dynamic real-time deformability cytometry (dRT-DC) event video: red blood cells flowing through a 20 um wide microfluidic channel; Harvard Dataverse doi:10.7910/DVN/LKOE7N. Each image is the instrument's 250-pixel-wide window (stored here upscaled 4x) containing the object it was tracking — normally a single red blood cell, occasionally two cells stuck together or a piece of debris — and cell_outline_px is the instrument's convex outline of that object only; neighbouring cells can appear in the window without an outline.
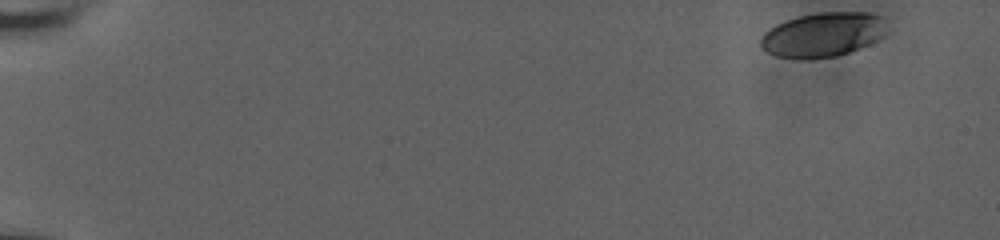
{"species": "human", "species_latin": "Homo sapiens", "temperature_condition": "room temperature", "stored_images_in_passage": 66, "camera_frame_rate_fps": 3000, "um_per_image_px": 0.085, "donor": {"sex": "male"}, "frame": {"image": 1, "passage_image": 1, "time_ms": 0.0, "image_size_px": [1000, 240], "cell_outline_px": [[888, 32], [884, 36], [868, 44], [848, 52], [836, 56], [776, 56], [768, 52], [760, 44], [760, 40], [764, 32], [776, 24], [800, 16], [820, 12], [868, 12], [884, 16]], "centroid_in_image_um": [70.03, 2.89], "position_along_channel_um": 15.0, "area_um2": 31.96}}
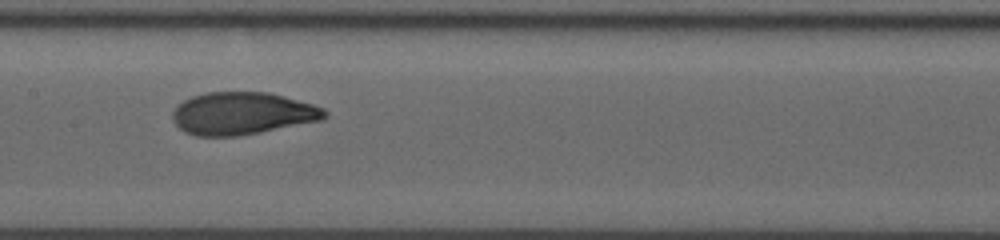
{"frame": {"image": 2, "passage_image": 39, "time_ms": 9.333, "image_size_px": [1000, 240], "cell_outline_px": [[328, 116], [320, 120], [260, 132], [236, 136], [196, 136], [184, 132], [172, 120], [172, 112], [176, 104], [192, 96], [208, 92], [268, 92], [312, 104], [324, 108], [328, 112]], "centroid_in_image_um": [20.56, 9.64], "position_along_channel_um": 186.8, "area_um2": 37.57}}
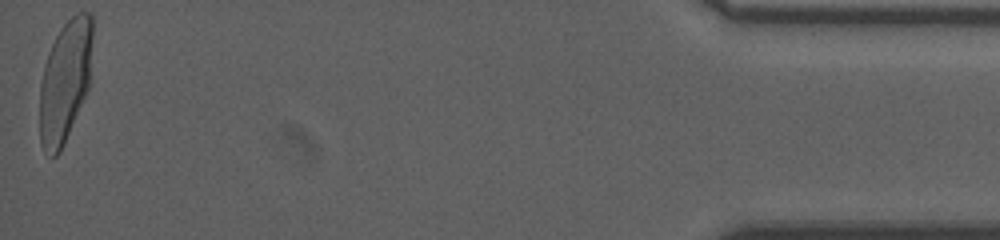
{"frame": {"image": 3, "passage_image": 65, "time_ms": 18.0, "image_size_px": [1000, 240], "cell_outline_px": [[92, 36], [88, 88], [64, 144], [60, 152], [56, 156], [52, 156], [44, 152], [40, 144], [40, 84], [44, 64], [48, 52], [60, 28], [76, 12], [92, 12]], "centroid_in_image_um": [5.51, 6.89], "position_along_channel_um": 429.7, "area_um2": 37.34}, "authors_computed_cell_mechanics": {"area_um2": 36.5296, "velocity_mm_per_s": 3.7545, "shape_relaxation_time_tau1_ms": 3.982, "shape_relaxation_time_tau2_ms": 0.8869, "deformation_change_tau1": 0.1859, "deformation_change_tau2": 0.0601}}